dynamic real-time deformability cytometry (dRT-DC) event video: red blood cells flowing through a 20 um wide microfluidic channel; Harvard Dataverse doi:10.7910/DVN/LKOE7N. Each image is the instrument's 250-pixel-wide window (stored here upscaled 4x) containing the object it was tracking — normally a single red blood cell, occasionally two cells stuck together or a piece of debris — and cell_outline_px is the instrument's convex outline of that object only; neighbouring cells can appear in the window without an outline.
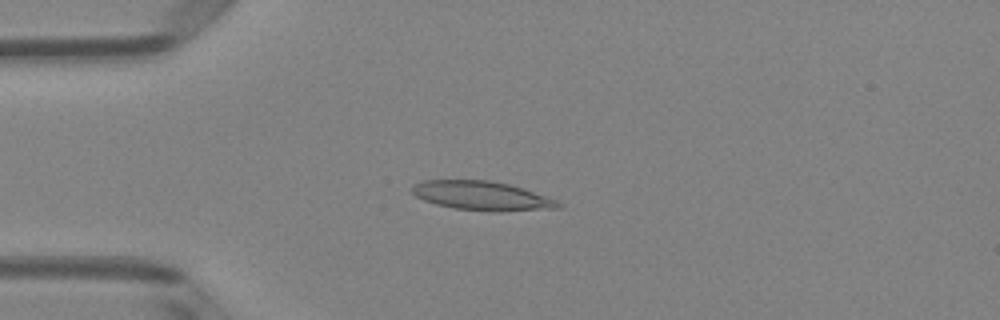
{"species": "Egyptian fruit bat (a non-hibernating species)", "species_latin": "Rousettus aegyptiacus", "temperature_condition": "room temperature", "stored_images_in_passage": 7, "camera_frame_rate_fps": 3000, "um_per_image_px": 0.085, "animal": {"sex": "female"}, "frame": {"image": 1, "passage_image": 4, "time_ms": 1.0, "image_size_px": [1000, 320], "cell_outline_px": [[564, 204], [560, 208], [500, 212], [496, 212], [456, 208], [436, 204], [424, 200], [416, 196], [412, 192], [412, 184], [424, 180], [488, 180], [508, 184], [556, 200]], "centroid_in_image_um": [40.95, 16.65], "position_along_channel_um": 44.1, "area_um2": 24.57}}
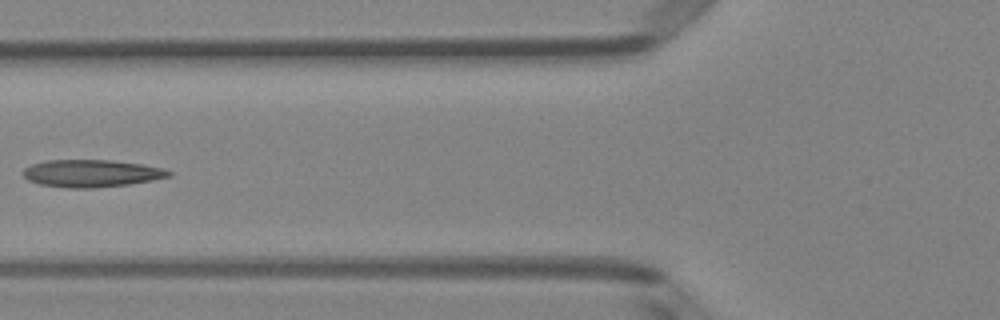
{"frame": {"image": 2, "passage_image": 6, "time_ms": 1.667, "image_size_px": [1000, 320], "cell_outline_px": [[172, 176], [152, 180], [128, 184], [92, 188], [68, 188], [40, 184], [28, 180], [20, 172], [24, 168], [32, 164], [44, 160], [108, 160], [140, 164], [160, 168], [172, 172]], "centroid_in_image_um": [7.72, 14.73], "position_along_channel_um": 118.1, "area_um2": 23.12}}
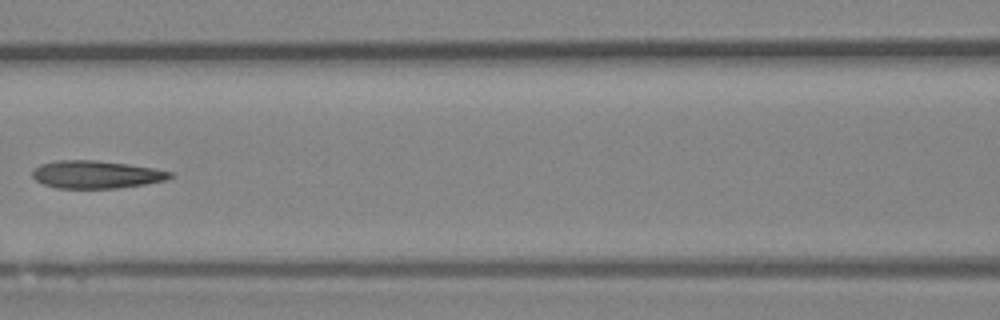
{"frame": {"image": 3, "passage_image": 7, "time_ms": 2.0, "image_size_px": [1000, 320], "cell_outline_px": [[176, 176], [168, 180], [144, 184], [116, 188], [56, 188], [44, 184], [36, 180], [32, 176], [32, 168], [40, 164], [56, 160], [96, 160], [128, 164], [152, 168], [172, 172]], "centroid_in_image_um": [8.17, 14.83], "position_along_channel_um": 158.4, "area_um2": 22.37}}